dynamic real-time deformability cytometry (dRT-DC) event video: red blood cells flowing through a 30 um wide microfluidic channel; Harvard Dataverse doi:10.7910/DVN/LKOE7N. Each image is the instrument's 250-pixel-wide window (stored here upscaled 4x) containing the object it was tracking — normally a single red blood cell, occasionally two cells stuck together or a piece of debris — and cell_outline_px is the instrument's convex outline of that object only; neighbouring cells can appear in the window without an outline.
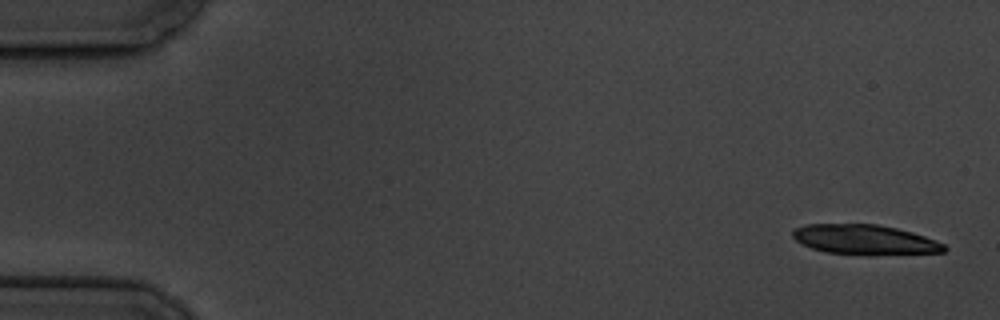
{"species": "common noctule bat (a hibernating species)", "species_latin": "Nyctalus noctula", "temperature_condition": "cold", "stored_images_in_passage": 8, "camera_frame_rate_fps": 3000, "um_per_image_px": 0.085, "animal": {"sex": "male", "body_mass_g": 19.5, "forearm_length_mm": 54.6}, "frame": {"image": 1, "passage_image": 1, "time_ms": 0.0, "image_size_px": [1000, 320], "cell_outline_px": [[948, 248], [944, 252], [872, 256], [868, 256], [828, 252], [812, 248], [796, 240], [792, 236], [792, 232], [796, 228], [804, 224], [876, 224], [896, 228], [912, 232], [936, 240], [944, 244]], "centroid_in_image_um": [73.55, 20.39], "position_along_channel_um": 11.5, "area_um2": 26.65}}
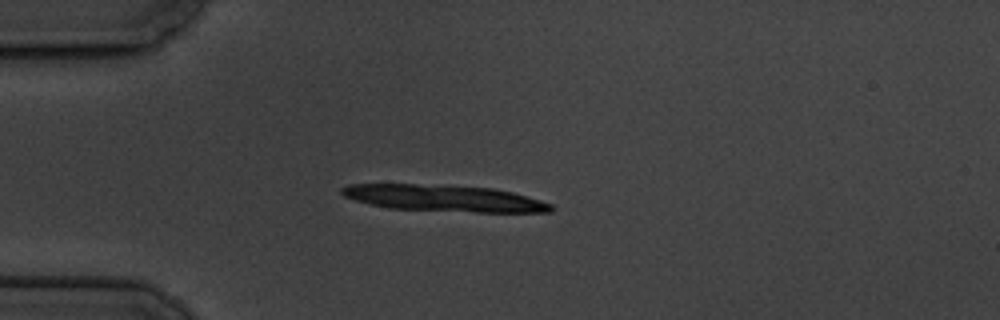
{"frame": {"image": 2, "passage_image": 4, "time_ms": 4.333, "image_size_px": [1000, 320], "cell_outline_px": [[556, 208], [552, 212], [476, 212], [388, 208], [356, 200], [344, 196], [340, 192], [340, 188], [348, 184], [416, 184], [492, 188], [512, 192], [540, 200], [552, 204]], "centroid_in_image_um": [37.77, 16.85], "position_along_channel_um": 47.2, "area_um2": 32.08}}
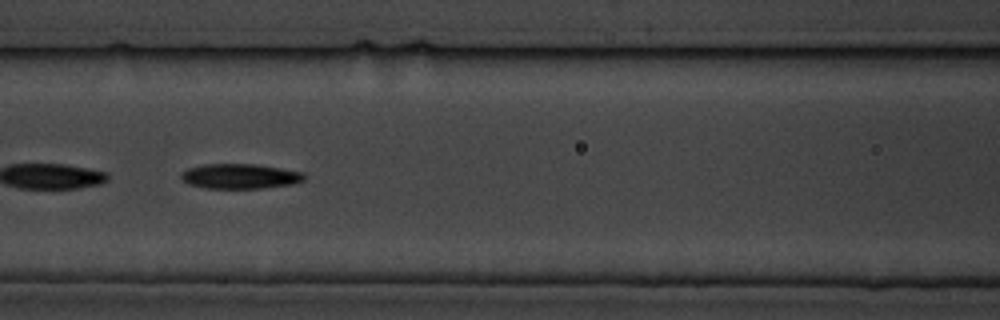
{"frame": {"image": 3, "passage_image": 7, "time_ms": 8.0, "image_size_px": [1000, 320], "cell_outline_px": [[304, 180], [292, 184], [264, 188], [204, 188], [188, 184], [180, 180], [180, 172], [188, 168], [204, 164], [256, 164], [304, 172]], "centroid_in_image_um": [20.35, 14.98], "position_along_channel_um": 146.3, "area_um2": 18.03}}